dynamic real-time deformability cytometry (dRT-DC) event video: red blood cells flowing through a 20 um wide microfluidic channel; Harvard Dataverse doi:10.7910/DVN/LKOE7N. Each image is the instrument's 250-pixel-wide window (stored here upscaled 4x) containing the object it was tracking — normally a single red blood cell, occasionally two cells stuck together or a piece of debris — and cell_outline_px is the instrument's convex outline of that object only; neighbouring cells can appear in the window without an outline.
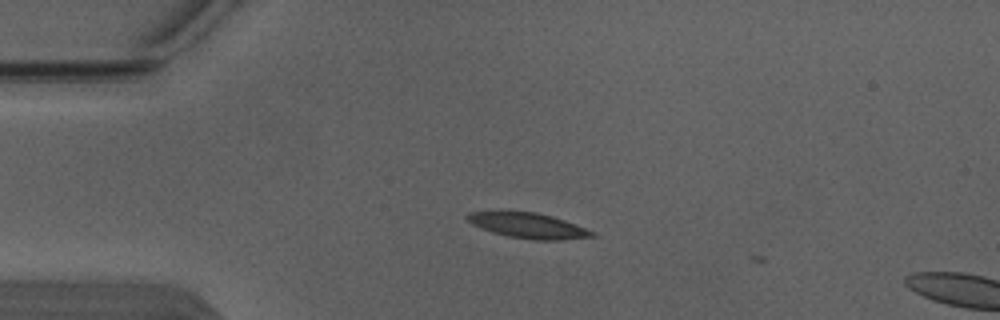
{"species": "Egyptian fruit bat (a non-hibernating species)", "species_latin": "Rousettus aegyptiacus", "temperature_condition": "warm", "stored_images_in_passage": 2, "camera_frame_rate_fps": 3000, "um_per_image_px": 0.085, "animal": {"sex": "male"}, "frame": {"image": 1, "passage_image": 1, "time_ms": 0.0, "image_size_px": [1000, 320], "cell_outline_px": [[596, 236], [560, 240], [532, 240], [508, 236], [492, 232], [472, 224], [464, 216], [468, 212], [536, 212], [552, 216], [564, 220], [596, 232]], "centroid_in_image_um": [44.91, 19.18], "position_along_channel_um": 40.1, "area_um2": 18.21}}